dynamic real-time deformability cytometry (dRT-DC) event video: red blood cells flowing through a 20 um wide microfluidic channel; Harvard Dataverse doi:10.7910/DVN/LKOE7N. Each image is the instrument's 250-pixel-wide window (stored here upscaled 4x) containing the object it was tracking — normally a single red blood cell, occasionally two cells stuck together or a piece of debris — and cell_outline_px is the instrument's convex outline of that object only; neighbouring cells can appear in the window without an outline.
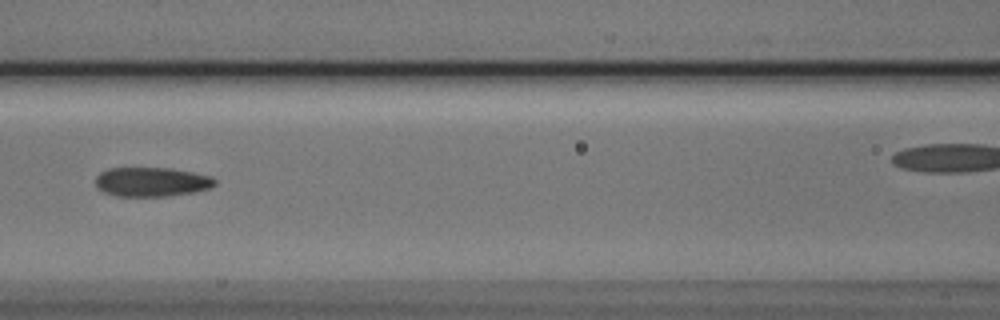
{"species": "Egyptian fruit bat (a non-hibernating species)", "species_latin": "Rousettus aegyptiacus", "temperature_condition": "cold", "stored_images_in_passage": 7, "segment_of_instrument_passage": [1, 2], "camera_frame_rate_fps": 3000, "um_per_image_px": 0.085, "animal": {"sex": "male"}, "frame": {"image": 1, "passage_image": 6, "time_ms": 1.667, "image_size_px": [1000, 320], "cell_outline_px": [[216, 184], [212, 188], [196, 192], [168, 196], [116, 196], [104, 192], [96, 188], [96, 176], [100, 172], [108, 168], [172, 168], [212, 176], [216, 180]], "centroid_in_image_um": [12.91, 15.46], "position_along_channel_um": 153.7, "area_um2": 20.63}}